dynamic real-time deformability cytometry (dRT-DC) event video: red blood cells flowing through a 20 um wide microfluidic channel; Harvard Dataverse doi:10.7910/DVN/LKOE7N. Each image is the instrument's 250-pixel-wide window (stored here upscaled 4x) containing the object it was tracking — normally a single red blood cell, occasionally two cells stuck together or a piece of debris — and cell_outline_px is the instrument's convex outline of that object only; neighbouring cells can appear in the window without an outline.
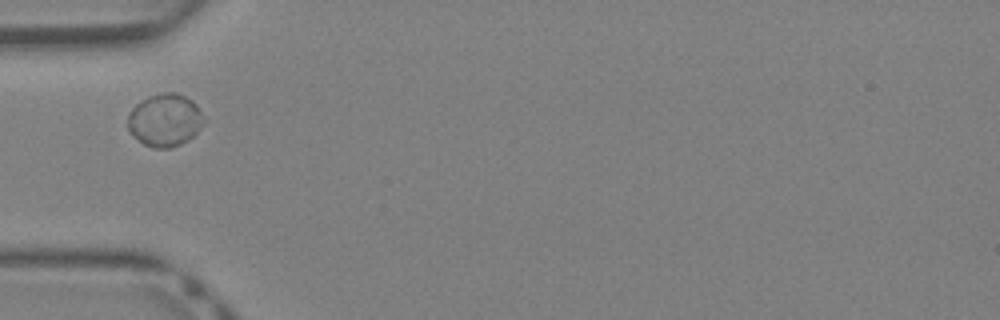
{"species": "Egyptian fruit bat (a non-hibernating species)", "species_latin": "Rousettus aegyptiacus", "temperature_condition": "warm", "stored_images_in_passage": 29, "camera_frame_rate_fps": 3000, "um_per_image_px": 0.085, "animal": {"sex": "female"}, "frame": {"image": 1, "passage_image": 1, "time_ms": 0.0, "image_size_px": [1000, 320], "cell_outline_px": [[204, 124], [188, 140], [180, 144], [168, 148], [152, 148], [144, 144], [128, 128], [128, 112], [140, 100], [160, 92], [176, 92], [192, 100], [196, 104], [204, 120]], "centroid_in_image_um": [14.01, 10.19], "position_along_channel_um": 71.0, "area_um2": 23.18}}
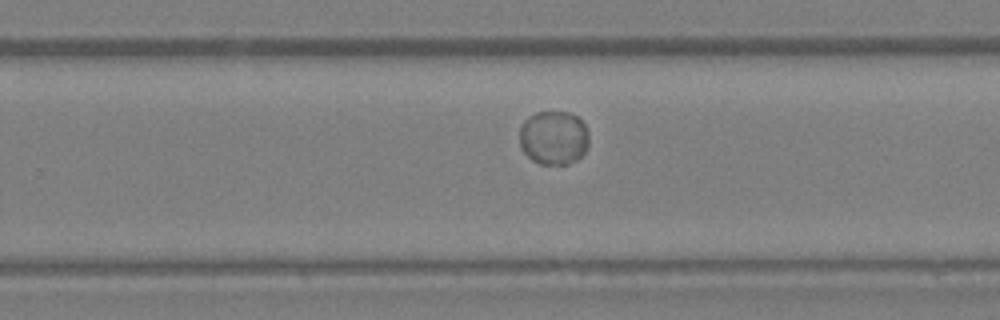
{"frame": {"image": 2, "passage_image": 14, "time_ms": 4.333, "image_size_px": [1000, 320], "cell_outline_px": [[588, 144], [584, 152], [576, 160], [568, 164], [540, 164], [532, 160], [520, 148], [520, 128], [524, 120], [528, 116], [536, 112], [568, 112], [576, 116], [584, 124], [588, 132]], "centroid_in_image_um": [47.04, 11.7], "position_along_channel_um": 282.8, "area_um2": 21.85}}
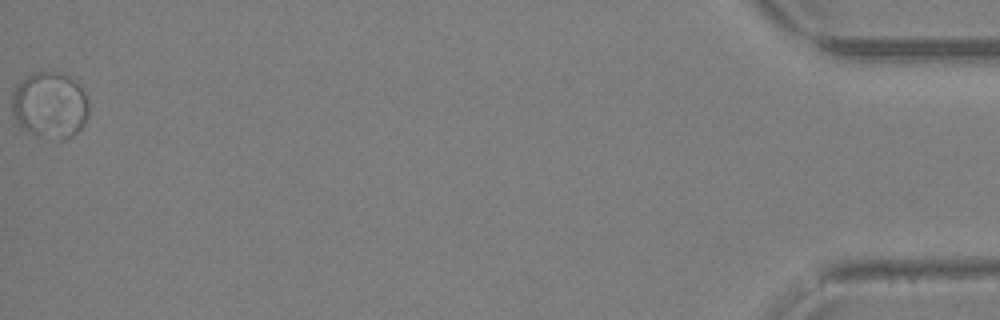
{"frame": {"image": 3, "passage_image": 29, "time_ms": 9.333, "image_size_px": [1000, 320], "cell_outline_px": [[88, 112], [84, 124], [72, 136], [64, 140], [60, 140], [36, 136], [24, 128], [12, 116], [12, 92], [28, 76], [36, 72], [60, 72], [68, 76], [84, 92], [88, 100]], "centroid_in_image_um": [4.24, 8.97], "position_along_channel_um": 431.0, "area_um2": 29.42}, "authors_computed_cell_mechanics": {"area_um2": 22.7732, "velocity_mm_per_s": 4.9099, "shape_relaxation_time_tau1_ms": 1.5503, "shape_relaxation_time_tau2_ms": null, "deformation_change_tau1": 0.0212, "deformation_change_tau2": null}}